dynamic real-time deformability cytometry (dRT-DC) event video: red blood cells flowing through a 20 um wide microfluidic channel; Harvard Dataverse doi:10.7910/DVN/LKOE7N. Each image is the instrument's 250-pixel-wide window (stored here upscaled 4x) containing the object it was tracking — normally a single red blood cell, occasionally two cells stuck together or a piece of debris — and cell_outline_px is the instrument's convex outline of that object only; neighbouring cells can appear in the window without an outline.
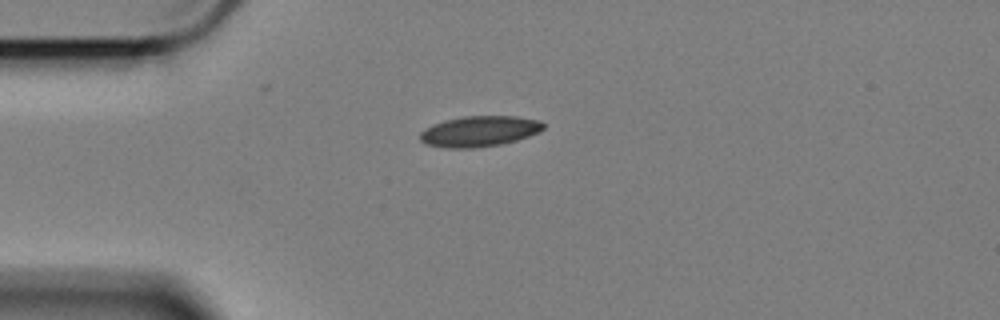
{"species": "Egyptian fruit bat (a non-hibernating species)", "species_latin": "Rousettus aegyptiacus", "temperature_condition": "cold", "stored_images_in_passage": 45, "camera_frame_rate_fps": 3000, "um_per_image_px": 0.085, "animal": {"sex": "female"}, "frame": {"image": 1, "passage_image": 1, "time_ms": 0.0, "image_size_px": [1000, 320], "cell_outline_px": [[544, 128], [528, 136], [516, 140], [500, 144], [472, 148], [444, 148], [424, 144], [420, 140], [420, 132], [424, 128], [432, 124], [444, 120], [464, 116], [516, 116], [540, 120], [544, 124]], "centroid_in_image_um": [40.69, 11.15], "position_along_channel_um": 44.3, "area_um2": 22.08}}
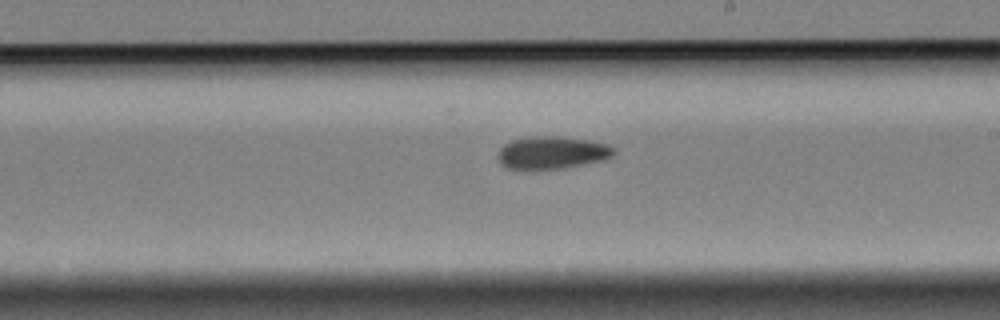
{"frame": {"image": 2, "passage_image": 20, "time_ms": 6.333, "image_size_px": [1000, 320], "cell_outline_px": [[616, 152], [612, 156], [604, 160], [564, 168], [504, 168], [500, 164], [496, 156], [500, 148], [504, 144], [512, 140], [528, 136], [560, 136], [592, 140], [608, 144], [616, 148]], "centroid_in_image_um": [46.94, 12.95], "position_along_channel_um": 242.1, "area_um2": 22.25}}
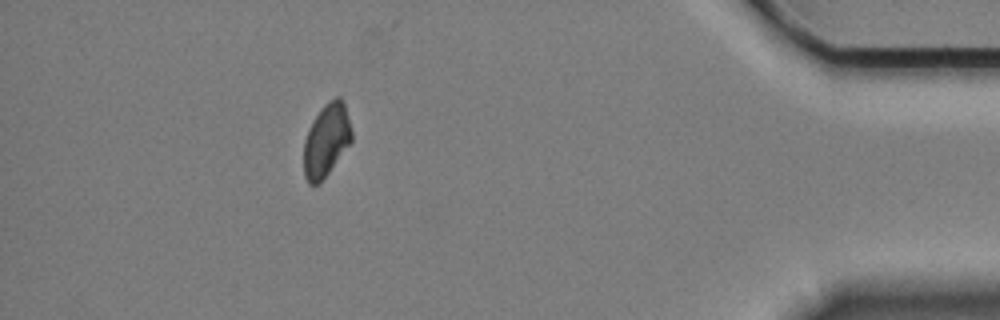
{"frame": {"image": 3, "passage_image": 39, "time_ms": 12.667, "image_size_px": [1000, 320], "cell_outline_px": [[352, 140], [320, 184], [308, 184], [304, 176], [304, 140], [308, 128], [312, 120], [320, 108], [328, 100], [336, 96], [340, 96], [344, 100], [352, 132]], "centroid_in_image_um": [27.73, 11.88], "position_along_channel_um": 407.5, "area_um2": 20.58}, "authors_computed_cell_mechanics": {"area_um2": 21.2704, "velocity_mm_per_s": 3.4036, "shape_relaxation_time_tau1_ms": 6.5852, "shape_relaxation_time_tau2_ms": null, "deformation_change_tau1": 0.1037, "deformation_change_tau2": null}}